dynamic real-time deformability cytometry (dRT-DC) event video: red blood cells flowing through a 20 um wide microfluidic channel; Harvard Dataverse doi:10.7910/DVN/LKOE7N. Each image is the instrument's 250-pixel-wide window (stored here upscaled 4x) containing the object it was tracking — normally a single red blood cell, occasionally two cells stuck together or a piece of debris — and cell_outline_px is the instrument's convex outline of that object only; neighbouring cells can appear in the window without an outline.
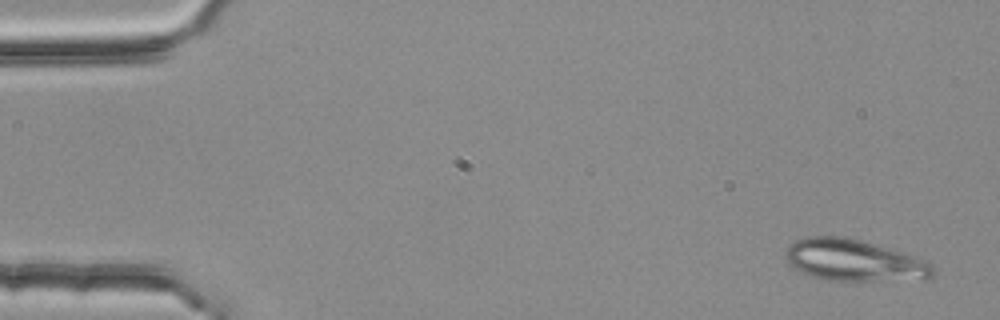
{"species": "common noctule bat (a hibernating species)", "species_latin": "Nyctalus noctula", "temperature_condition": "room temperature", "stored_images_in_passage": 4, "camera_frame_rate_fps": 3000, "um_per_image_px": 0.085, "animal": {"sex": "female", "body_mass_g": 25.1}, "frame": {"image": 1, "passage_image": 1, "time_ms": 0.0, "image_size_px": [1000, 320], "cell_outline_px": [[936, 272], [932, 276], [924, 280], [828, 280], [804, 272], [788, 264], [788, 248], [796, 240], [808, 236], [844, 236], [860, 240], [920, 256], [932, 264]], "centroid_in_image_um": [72.72, 22.12], "position_along_channel_um": 12.3, "area_um2": 35.6}}